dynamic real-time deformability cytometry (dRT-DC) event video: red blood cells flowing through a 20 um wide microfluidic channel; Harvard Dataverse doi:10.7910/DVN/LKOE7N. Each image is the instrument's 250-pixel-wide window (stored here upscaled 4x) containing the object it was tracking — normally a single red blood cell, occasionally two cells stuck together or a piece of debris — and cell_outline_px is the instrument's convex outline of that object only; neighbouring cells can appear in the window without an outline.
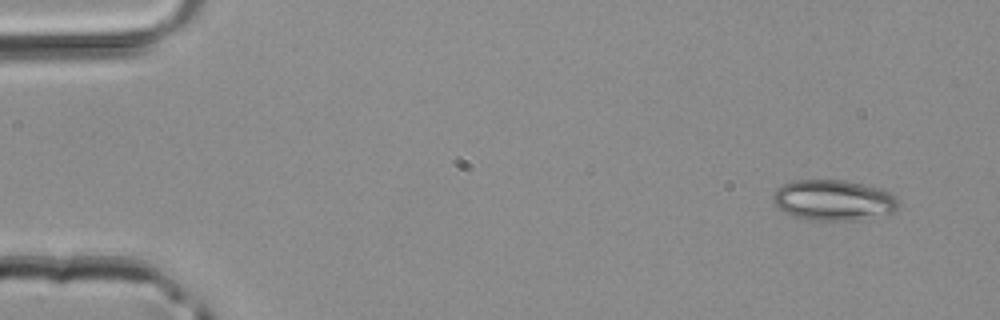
{"species": "common noctule bat (a hibernating species)", "species_latin": "Nyctalus noctula", "temperature_condition": "room temperature", "stored_images_in_passage": 3, "camera_frame_rate_fps": 3000, "um_per_image_px": 0.085, "animal": {"sex": "male", "body_mass_g": 20.4}, "frame": {"image": 1, "passage_image": 1, "time_ms": 0.0, "image_size_px": [1000, 320], "cell_outline_px": [[900, 204], [892, 212], [856, 220], [804, 220], [792, 216], [776, 208], [772, 200], [772, 196], [776, 188], [784, 184], [796, 180], [844, 180], [880, 188], [896, 196]], "centroid_in_image_um": [70.79, 17.02], "position_along_channel_um": 14.2, "area_um2": 29.82}}